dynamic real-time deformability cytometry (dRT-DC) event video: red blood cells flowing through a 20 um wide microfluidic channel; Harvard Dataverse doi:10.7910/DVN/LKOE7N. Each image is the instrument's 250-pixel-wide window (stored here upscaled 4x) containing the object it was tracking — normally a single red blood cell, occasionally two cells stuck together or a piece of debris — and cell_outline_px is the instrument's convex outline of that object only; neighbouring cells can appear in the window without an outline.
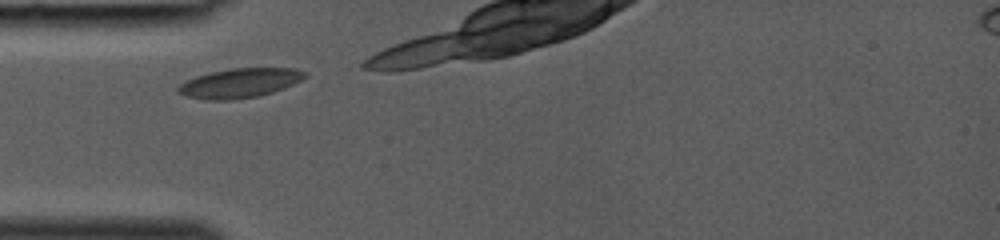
{"species": "common noctule bat (a hibernating species)", "species_latin": "Nyctalus noctula", "temperature_condition": "room temperature", "stored_images_in_passage": 4, "camera_frame_rate_fps": 3000, "um_per_image_px": 0.085, "animal": {"sex": "female", "body_mass_g": 19.0, "forearm_length_mm": 53.3}, "frame": {"image": 1, "passage_image": 1, "time_ms": 0.0, "image_size_px": [1000, 240], "cell_outline_px": [[308, 76], [284, 88], [260, 96], [232, 100], [208, 100], [188, 96], [176, 92], [176, 88], [180, 84], [196, 76], [212, 72], [232, 68], [296, 68], [308, 72]], "centroid_in_image_um": [20.4, 7.06], "position_along_channel_um": 64.6, "area_um2": 21.73}}